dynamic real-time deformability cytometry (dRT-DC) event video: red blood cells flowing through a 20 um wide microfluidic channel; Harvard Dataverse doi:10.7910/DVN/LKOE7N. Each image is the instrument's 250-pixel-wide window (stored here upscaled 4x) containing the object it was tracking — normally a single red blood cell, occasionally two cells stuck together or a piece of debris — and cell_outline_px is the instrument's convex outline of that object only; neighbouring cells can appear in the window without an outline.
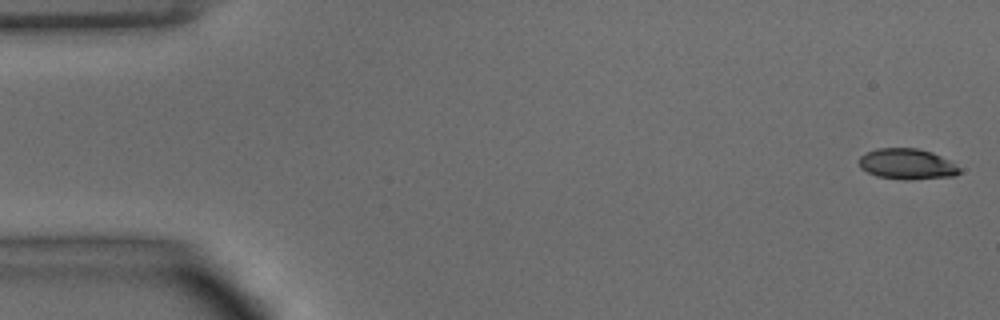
{"species": "common noctule bat (a hibernating species)", "species_latin": "Nyctalus noctula", "temperature_condition": "warm", "stored_images_in_passage": 13, "camera_frame_rate_fps": 3000, "um_per_image_px": 0.085, "animal": {"sex": "male", "body_mass_g": 15.6}, "frame": {"image": 1, "passage_image": 1, "time_ms": 0.0, "image_size_px": [1000, 320], "cell_outline_px": [[960, 172], [956, 176], [908, 180], [904, 180], [876, 176], [860, 168], [860, 156], [876, 148], [916, 148], [932, 152], [948, 160], [960, 168]], "centroid_in_image_um": [77.1, 13.95], "position_along_channel_um": 7.9, "area_um2": 17.92}}
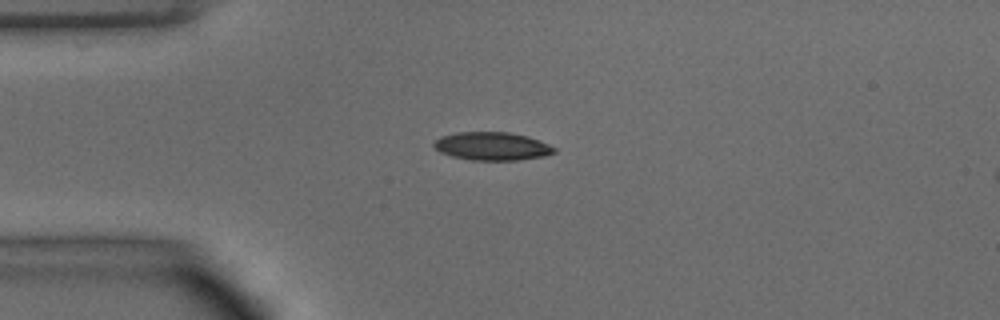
{"frame": {"image": 2, "passage_image": 12, "time_ms": 3.667, "image_size_px": [1000, 320], "cell_outline_px": [[556, 152], [544, 156], [520, 160], [472, 160], [452, 156], [440, 152], [432, 144], [432, 140], [440, 136], [456, 132], [508, 132], [528, 136], [540, 140], [556, 148]], "centroid_in_image_um": [41.81, 12.42], "position_along_channel_um": 43.2, "area_um2": 19.94}}